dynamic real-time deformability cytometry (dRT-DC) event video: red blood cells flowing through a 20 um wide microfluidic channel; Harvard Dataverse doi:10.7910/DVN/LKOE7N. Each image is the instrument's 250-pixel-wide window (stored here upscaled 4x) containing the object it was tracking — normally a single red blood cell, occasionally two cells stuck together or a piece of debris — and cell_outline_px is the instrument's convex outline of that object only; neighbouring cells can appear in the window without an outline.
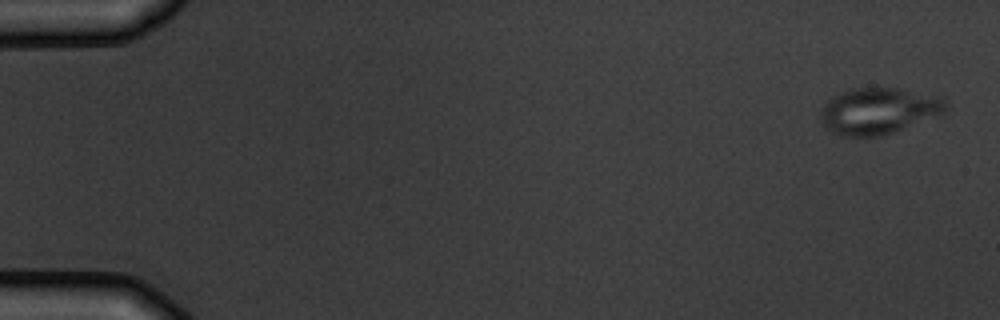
{"species": "common noctule bat (a hibernating species)", "species_latin": "Nyctalus noctula", "temperature_condition": "warm", "stored_images_in_passage": 6, "camera_frame_rate_fps": 3000, "um_per_image_px": 0.085, "animal": {"sex": "male", "body_mass_g": 19.5, "forearm_length_mm": 54.6}, "frame": {"image": 1, "passage_image": 1, "time_ms": 0.0, "image_size_px": [1000, 320], "cell_outline_px": [[948, 108], [944, 116], [880, 136], [840, 136], [832, 132], [820, 120], [820, 112], [824, 100], [840, 92], [852, 88], [896, 88], [944, 96], [948, 100]], "centroid_in_image_um": [74.76, 9.42], "position_along_channel_um": 10.2, "area_um2": 34.8}}